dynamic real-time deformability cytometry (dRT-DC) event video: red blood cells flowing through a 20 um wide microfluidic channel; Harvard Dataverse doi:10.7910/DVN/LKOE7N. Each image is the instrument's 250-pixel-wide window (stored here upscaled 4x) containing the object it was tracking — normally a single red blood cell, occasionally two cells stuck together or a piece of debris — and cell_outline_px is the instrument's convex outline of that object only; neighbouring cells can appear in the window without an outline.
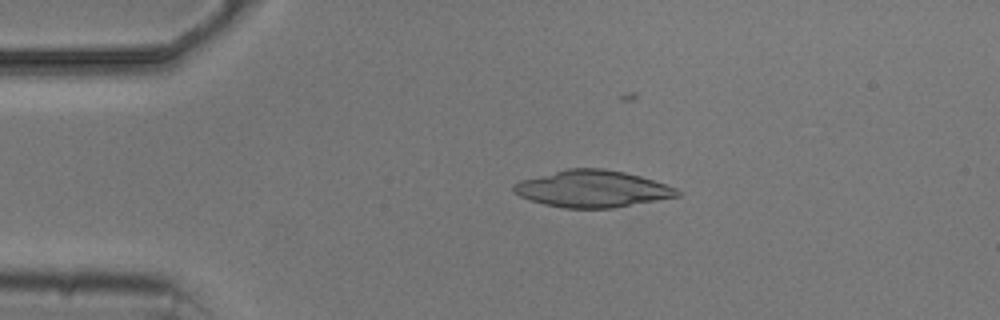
{"species": "common noctule bat (a hibernating species)", "species_latin": "Nyctalus noctula", "temperature_condition": "cold", "stored_images_in_passage": 6, "camera_frame_rate_fps": 3000, "um_per_image_px": 0.085, "animal": {"sex": "male", "body_mass_g": 20.5, "forearm_length_mm": 52.5}, "frame": {"image": 1, "passage_image": 4, "time_ms": 4.333, "image_size_px": [1000, 320], "cell_outline_px": [[680, 196], [612, 208], [564, 208], [544, 204], [520, 196], [512, 192], [512, 184], [520, 180], [568, 168], [604, 168], [624, 172], [640, 176], [676, 188], [680, 192]], "centroid_in_image_um": [50.32, 16.05], "position_along_channel_um": 34.7, "area_um2": 34.97}}